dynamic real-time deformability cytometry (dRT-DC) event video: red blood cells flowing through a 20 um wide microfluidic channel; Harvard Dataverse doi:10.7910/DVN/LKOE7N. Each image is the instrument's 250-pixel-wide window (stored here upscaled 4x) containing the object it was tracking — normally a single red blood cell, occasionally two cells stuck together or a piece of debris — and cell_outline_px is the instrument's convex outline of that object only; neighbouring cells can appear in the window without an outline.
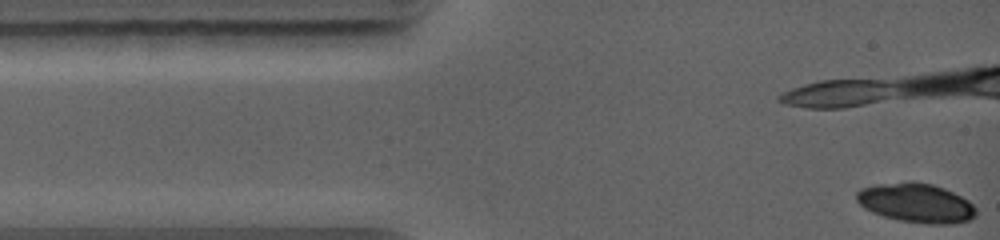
{"species": "common noctule bat (a hibernating species)", "species_latin": "Nyctalus noctula", "temperature_condition": "warm", "stored_images_in_passage": 6, "camera_frame_rate_fps": 5000, "um_per_image_px": 0.085, "animal": {"sex": "female", "body_mass_g": 19.0, "forearm_length_mm": 56.7}, "frame": {"image": 1, "passage_image": 1, "time_ms": 0.0, "image_size_px": [1000, 240], "cell_outline_px": [[976, 216], [968, 220], [948, 224], [932, 224], [900, 220], [884, 216], [872, 212], [864, 208], [856, 200], [856, 192], [860, 188], [876, 184], [908, 180], [912, 180], [932, 184], [944, 188], [968, 200], [976, 208]], "centroid_in_image_um": [77.84, 17.22], "position_along_channel_um": 7.2, "area_um2": 27.46}}